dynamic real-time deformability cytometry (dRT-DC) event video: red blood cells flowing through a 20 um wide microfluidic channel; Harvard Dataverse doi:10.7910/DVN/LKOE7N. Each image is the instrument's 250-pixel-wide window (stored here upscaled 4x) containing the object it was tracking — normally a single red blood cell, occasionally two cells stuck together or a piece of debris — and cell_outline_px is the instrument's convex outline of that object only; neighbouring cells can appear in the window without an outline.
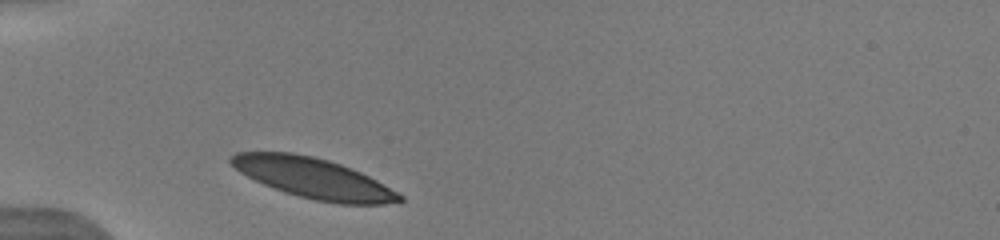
{"species": "human", "species_latin": "Homo sapiens", "temperature_condition": "warm", "stored_images_in_passage": 3, "camera_frame_rate_fps": 3000, "um_per_image_px": 0.085, "donor": {"sex": "male"}, "frame": {"image": 1, "passage_image": 1, "time_ms": 0.0, "image_size_px": [1000, 240], "cell_outline_px": [[404, 200], [384, 204], [340, 204], [316, 200], [284, 192], [264, 184], [240, 172], [228, 160], [228, 156], [236, 152], [292, 152], [312, 156], [328, 160], [352, 168], [376, 180], [404, 196]], "centroid_in_image_um": [26.63, 15.13], "position_along_channel_um": 58.4, "area_um2": 39.25}}